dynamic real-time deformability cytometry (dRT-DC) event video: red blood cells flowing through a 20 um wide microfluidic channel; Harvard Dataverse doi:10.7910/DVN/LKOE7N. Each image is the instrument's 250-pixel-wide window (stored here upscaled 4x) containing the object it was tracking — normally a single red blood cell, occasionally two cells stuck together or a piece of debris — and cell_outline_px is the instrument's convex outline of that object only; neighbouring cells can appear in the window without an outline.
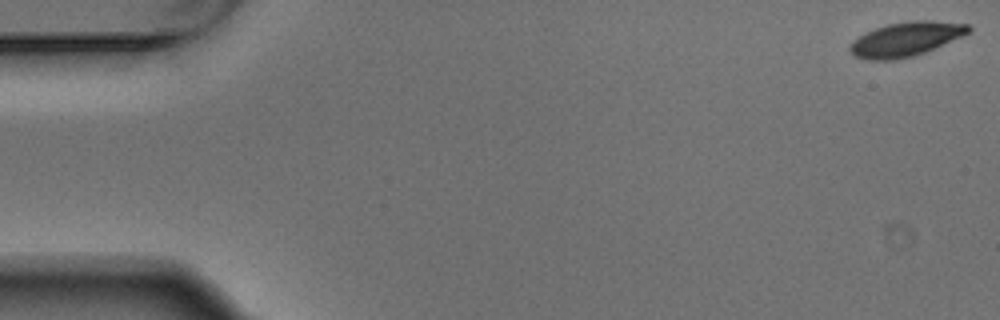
{"species": "Egyptian fruit bat (a non-hibernating species)", "species_latin": "Rousettus aegyptiacus", "temperature_condition": "warm", "stored_images_in_passage": 5, "camera_frame_rate_fps": 3000, "um_per_image_px": 0.085, "animal": {"sex": "male"}, "frame": {"image": 1, "passage_image": 1, "time_ms": 0.0, "image_size_px": [1000, 320], "cell_outline_px": [[972, 32], [924, 52], [912, 56], [896, 60], [864, 60], [856, 56], [848, 48], [860, 36], [876, 28], [888, 24], [912, 20], [932, 20], [968, 24], [972, 28]], "centroid_in_image_um": [77.05, 3.32], "position_along_channel_um": 8.0, "area_um2": 23.41}}
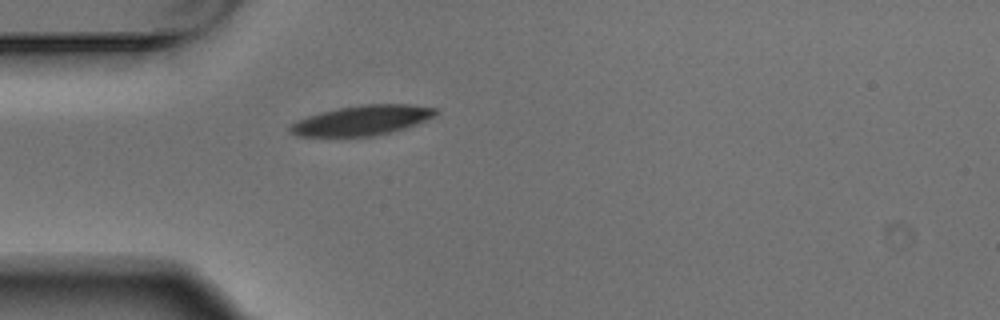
{"frame": {"image": 2, "passage_image": 5, "time_ms": 1.333, "image_size_px": [1000, 320], "cell_outline_px": [[436, 112], [432, 116], [416, 124], [404, 128], [372, 136], [296, 136], [288, 132], [288, 128], [296, 120], [320, 112], [360, 104], [408, 104], [436, 108]], "centroid_in_image_um": [30.7, 10.22], "position_along_channel_um": 54.3, "area_um2": 25.03}}